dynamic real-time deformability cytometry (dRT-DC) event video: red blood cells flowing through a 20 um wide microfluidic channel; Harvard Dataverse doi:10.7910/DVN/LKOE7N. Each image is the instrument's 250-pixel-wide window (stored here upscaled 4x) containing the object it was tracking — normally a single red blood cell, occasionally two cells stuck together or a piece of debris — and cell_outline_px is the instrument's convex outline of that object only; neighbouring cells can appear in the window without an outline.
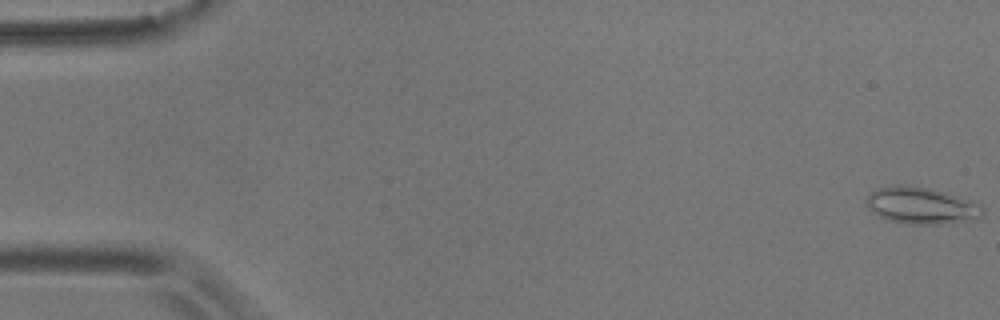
{"species": "common noctule bat (a hibernating species)", "species_latin": "Nyctalus noctula", "temperature_condition": "room temperature", "stored_images_in_passage": 56, "camera_frame_rate_fps": 3000, "um_per_image_px": 0.085, "animal": {"sex": "male", "body_mass_g": 17.9}, "frame": {"image": 1, "passage_image": 1, "time_ms": 0.0, "image_size_px": [1000, 320], "cell_outline_px": [[984, 216], [936, 224], [908, 224], [888, 220], [872, 212], [868, 204], [868, 192], [876, 188], [928, 188], [944, 192], [956, 196], [976, 204], [984, 208]], "centroid_in_image_um": [78.29, 17.51], "position_along_channel_um": 6.7, "area_um2": 23.47}}
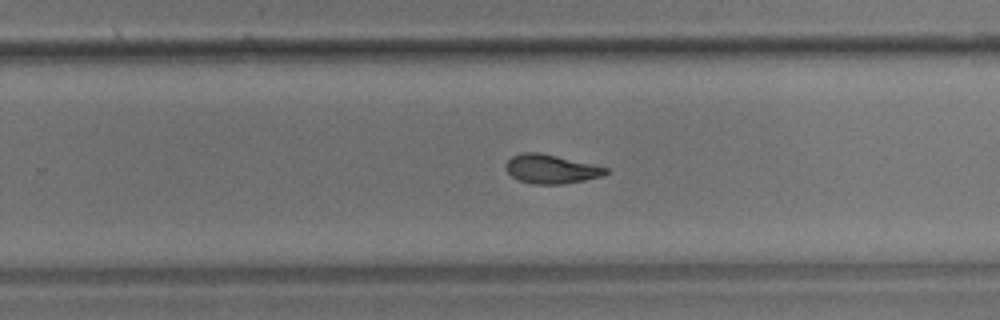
{"frame": {"image": 2, "passage_image": 36, "time_ms": 11.667, "image_size_px": [1000, 320], "cell_outline_px": [[608, 172], [600, 176], [584, 180], [564, 184], [532, 184], [520, 180], [512, 176], [504, 168], [504, 164], [512, 156], [524, 152], [540, 152], [592, 164], [608, 168]], "centroid_in_image_um": [46.8, 14.36], "position_along_channel_um": 283.0, "area_um2": 16.76}}
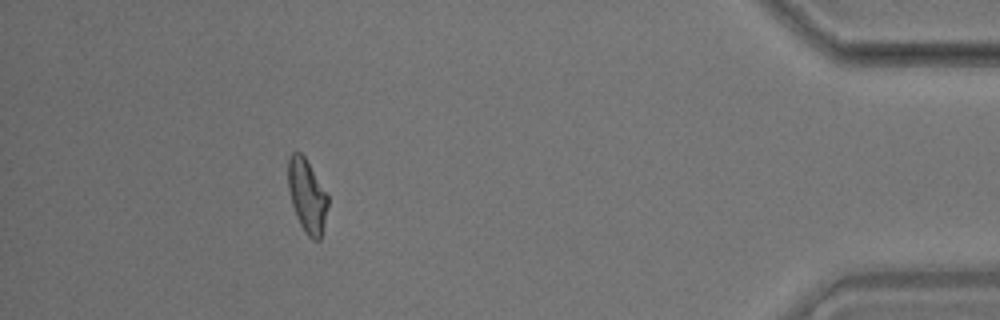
{"frame": {"image": 3, "passage_image": 51, "time_ms": 16.667, "image_size_px": [1000, 320], "cell_outline_px": [[328, 208], [320, 240], [312, 240], [304, 232], [296, 216], [292, 204], [288, 188], [288, 156], [292, 152], [300, 152], [304, 156], [328, 196]], "centroid_in_image_um": [26.09, 16.66], "position_along_channel_um": 409.1, "area_um2": 16.94}, "authors_computed_cell_mechanics": {"area_um2": 17.3689, "velocity_mm_per_s": 3.5959, "shape_relaxation_time_tau1_ms": 6.8632, "shape_relaxation_time_tau2_ms": 3.1369, "deformation_change_tau1": 0.1763, "deformation_change_tau2": 0.0923}}